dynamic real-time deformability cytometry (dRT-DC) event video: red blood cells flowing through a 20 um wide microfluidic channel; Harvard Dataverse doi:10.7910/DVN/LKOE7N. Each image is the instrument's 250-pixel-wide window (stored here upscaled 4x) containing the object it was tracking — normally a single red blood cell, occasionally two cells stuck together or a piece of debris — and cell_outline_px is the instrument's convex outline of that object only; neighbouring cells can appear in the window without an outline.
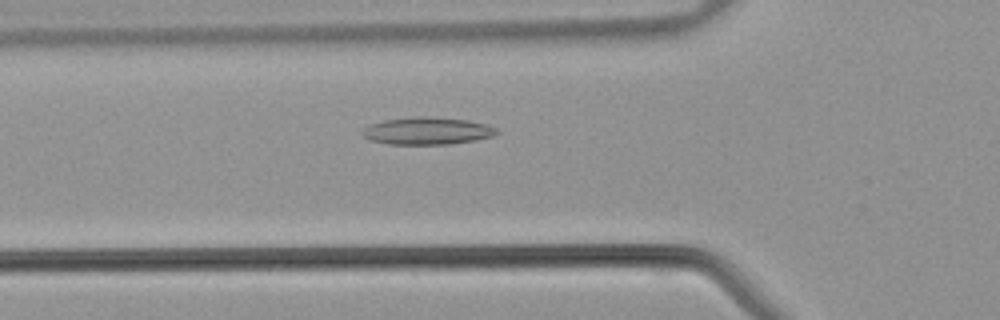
{"species": "common noctule bat (a hibernating species)", "species_latin": "Nyctalus noctula", "temperature_condition": "warm", "stored_images_in_passage": 38, "camera_frame_rate_fps": 3000, "um_per_image_px": 0.085, "animal": {"sex": "male", "body_mass_g": 21.5, "forearm_length_mm": 52.0}, "frame": {"image": 1, "passage_image": 11, "time_ms": 3.333, "image_size_px": [1000, 320], "cell_outline_px": [[500, 132], [492, 136], [476, 140], [452, 144], [388, 144], [368, 140], [360, 132], [364, 128], [372, 124], [384, 120], [464, 120], [488, 124], [496, 128]], "centroid_in_image_um": [36.34, 11.2], "position_along_channel_um": 89.5, "area_um2": 20.11}}
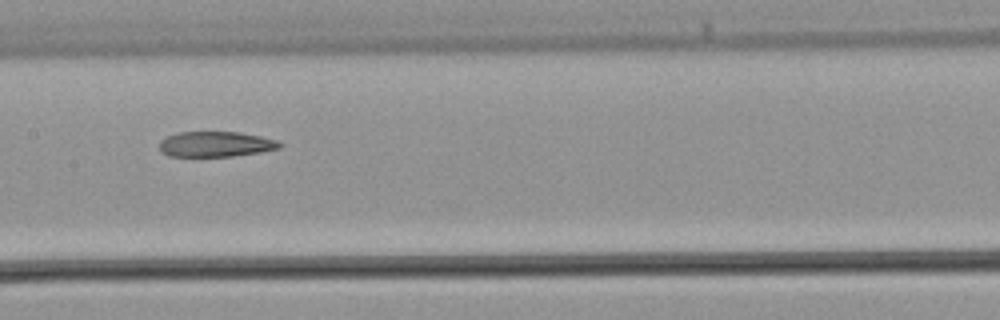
{"frame": {"image": 2, "passage_image": 17, "time_ms": 5.333, "image_size_px": [1000, 320], "cell_outline_px": [[284, 144], [280, 148], [260, 152], [232, 156], [168, 156], [160, 152], [160, 140], [164, 136], [180, 132], [240, 132], [260, 136], [276, 140]], "centroid_in_image_um": [18.31, 12.25], "position_along_channel_um": 189.1, "area_um2": 17.86}}
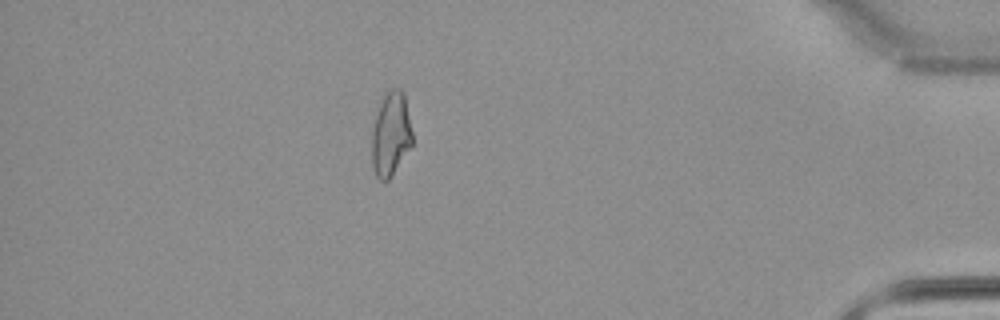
{"frame": {"image": 3, "passage_image": 33, "time_ms": 10.667, "image_size_px": [1000, 320], "cell_outline_px": [[412, 144], [392, 176], [388, 180], [380, 180], [376, 176], [372, 168], [372, 132], [376, 116], [380, 104], [384, 96], [392, 88], [400, 88], [404, 92], [412, 132]], "centroid_in_image_um": [33.22, 11.42], "position_along_channel_um": 402.0, "area_um2": 19.65}}